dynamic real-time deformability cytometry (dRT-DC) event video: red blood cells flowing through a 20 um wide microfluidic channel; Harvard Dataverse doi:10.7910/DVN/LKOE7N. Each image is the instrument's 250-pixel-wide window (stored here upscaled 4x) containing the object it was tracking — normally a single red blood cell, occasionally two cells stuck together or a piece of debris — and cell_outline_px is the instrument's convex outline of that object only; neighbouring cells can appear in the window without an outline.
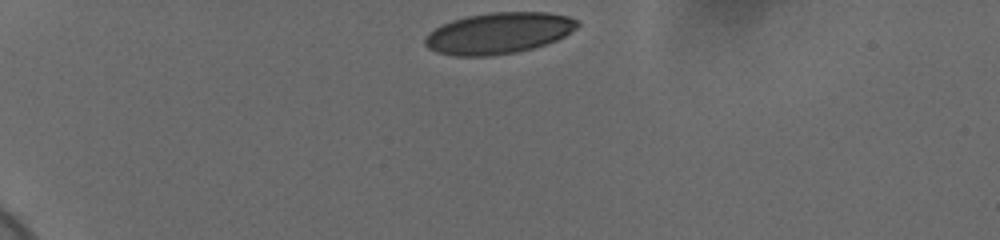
{"species": "human", "species_latin": "Homo sapiens", "temperature_condition": "cold", "stored_images_in_passage": 36, "camera_frame_rate_fps": 3000, "um_per_image_px": 0.085, "donor": {"sex": "female"}, "frame": {"image": 1, "passage_image": 1, "time_ms": 0.0, "image_size_px": [1000, 240], "cell_outline_px": [[580, 24], [576, 28], [564, 36], [556, 40], [532, 48], [516, 52], [492, 56], [456, 56], [436, 52], [428, 48], [424, 44], [424, 36], [428, 32], [452, 20], [468, 16], [488, 12], [548, 12], [568, 16], [580, 20]], "centroid_in_image_um": [42.37, 2.81], "position_along_channel_um": 42.6, "area_um2": 36.7}}
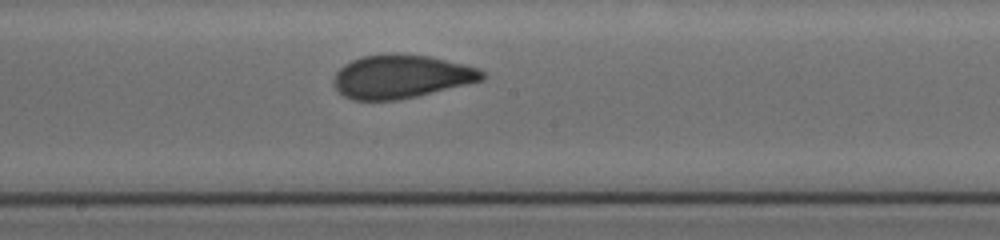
{"frame": {"image": 2, "passage_image": 20, "time_ms": 6.333, "image_size_px": [1000, 240], "cell_outline_px": [[488, 76], [484, 80], [400, 100], [352, 100], [344, 96], [332, 84], [332, 80], [336, 72], [344, 64], [360, 56], [396, 52], [428, 56], [464, 64], [480, 68]], "centroid_in_image_um": [34.1, 6.5], "position_along_channel_um": 214.1, "area_um2": 38.03}}
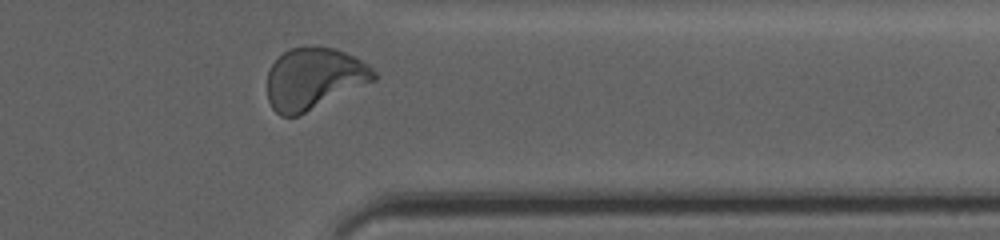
{"frame": {"image": 3, "passage_image": 34, "time_ms": 11.0, "image_size_px": [1000, 240], "cell_outline_px": [[376, 80], [300, 116], [280, 116], [272, 108], [268, 100], [268, 68], [288, 48], [304, 44], [308, 44], [332, 48], [356, 56], [368, 64], [376, 72]], "centroid_in_image_um": [26.69, 6.66], "position_along_channel_um": 384.7, "area_um2": 38.96}, "authors_computed_cell_mechanics": {"area_um2": 37.6856, "velocity_mm_per_s": 3.6968, "shape_relaxation_time_tau1_ms": 8.8035, "shape_relaxation_time_tau2_ms": 0.7354, "deformation_change_tau1": 0.211, "deformation_change_tau2": 0.0632}}